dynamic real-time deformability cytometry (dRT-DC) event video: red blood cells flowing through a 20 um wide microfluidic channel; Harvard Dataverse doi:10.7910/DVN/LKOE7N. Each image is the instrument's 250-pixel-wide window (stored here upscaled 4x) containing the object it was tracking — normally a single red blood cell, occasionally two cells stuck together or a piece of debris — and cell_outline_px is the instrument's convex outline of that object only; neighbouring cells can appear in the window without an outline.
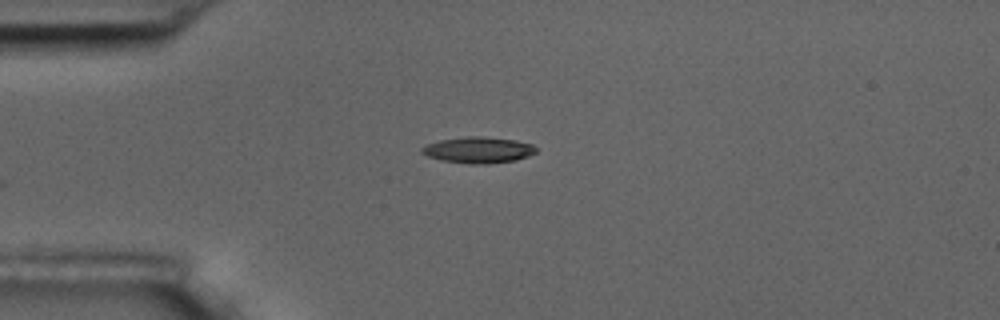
{"species": "common noctule bat (a hibernating species)", "species_latin": "Nyctalus noctula", "temperature_condition": "room temperature", "stored_images_in_passage": 34, "camera_frame_rate_fps": 3000, "um_per_image_px": 0.085, "animal": {"sex": "male", "body_mass_g": 17.5, "forearm_length_mm": 52.3}, "frame": {"image": 1, "passage_image": 1, "time_ms": 0.0, "image_size_px": [1000, 320], "cell_outline_px": [[536, 152], [528, 156], [516, 160], [484, 164], [472, 164], [440, 160], [428, 156], [420, 152], [420, 148], [428, 144], [440, 140], [468, 136], [480, 136], [512, 140], [532, 144], [536, 148]], "centroid_in_image_um": [40.63, 12.75], "position_along_channel_um": 44.4, "area_um2": 17.22}}
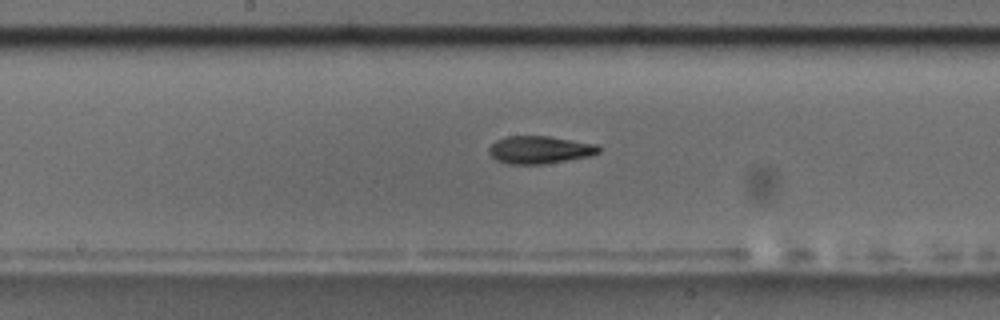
{"frame": {"image": 2, "passage_image": 16, "time_ms": 5.0, "image_size_px": [1000, 320], "cell_outline_px": [[600, 152], [588, 156], [544, 164], [508, 164], [496, 160], [488, 152], [488, 148], [496, 140], [508, 136], [548, 136], [596, 144], [600, 148]], "centroid_in_image_um": [45.84, 12.73], "position_along_channel_um": 202.4, "area_um2": 17.57}}
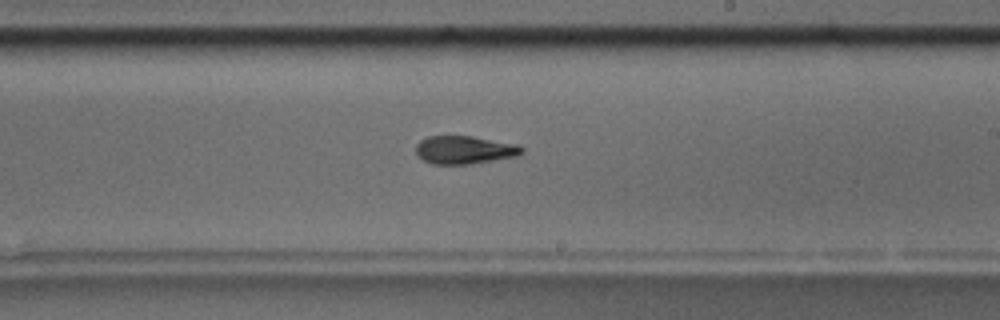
{"frame": {"image": 3, "passage_image": 20, "time_ms": 6.333, "image_size_px": [1000, 320], "cell_outline_px": [[524, 152], [516, 156], [472, 164], [432, 164], [416, 156], [416, 144], [420, 140], [428, 136], [472, 136], [516, 144], [524, 148]], "centroid_in_image_um": [39.46, 12.74], "position_along_channel_um": 249.5, "area_um2": 17.4}, "authors_computed_cell_mechanics": {"area_um2": 17.3111, "velocity_mm_per_s": 3.5601, "shape_relaxation_time_tau1_ms": 4.095, "shape_relaxation_time_tau2_ms": 4.0888, "deformation_change_tau1": 0.174, "deformation_change_tau2": 0.1194}}